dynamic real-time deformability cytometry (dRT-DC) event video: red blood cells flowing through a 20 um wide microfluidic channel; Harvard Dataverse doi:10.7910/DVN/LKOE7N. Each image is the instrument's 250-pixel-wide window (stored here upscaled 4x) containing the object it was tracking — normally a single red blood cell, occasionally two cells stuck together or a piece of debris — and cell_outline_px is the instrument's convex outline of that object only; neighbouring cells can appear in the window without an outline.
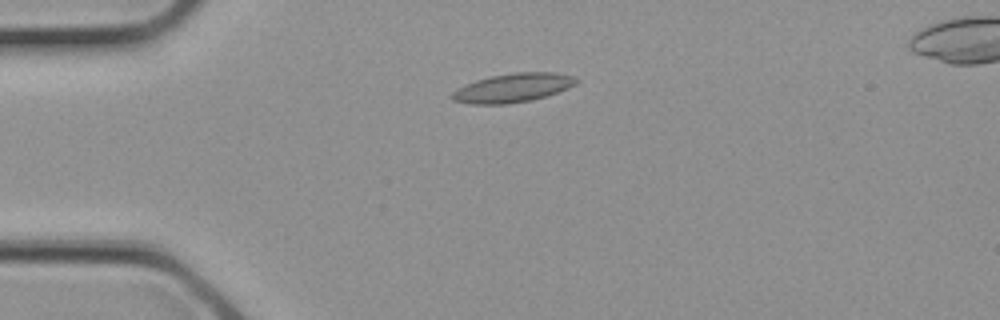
{"species": "common noctule bat (a hibernating species)", "species_latin": "Nyctalus noctula", "temperature_condition": "cold", "stored_images_in_passage": 2, "camera_frame_rate_fps": 3000, "um_per_image_px": 0.085, "animal": {"sex": "female", "body_mass_g": 21.9}, "frame": {"image": 1, "passage_image": 2, "time_ms": 0.333, "image_size_px": [1000, 320], "cell_outline_px": [[580, 80], [576, 84], [568, 88], [532, 100], [508, 104], [472, 104], [452, 100], [448, 96], [452, 92], [476, 80], [492, 76], [516, 72], [556, 72], [572, 76]], "centroid_in_image_um": [43.6, 7.47], "position_along_channel_um": 41.4, "area_um2": 20.75}}